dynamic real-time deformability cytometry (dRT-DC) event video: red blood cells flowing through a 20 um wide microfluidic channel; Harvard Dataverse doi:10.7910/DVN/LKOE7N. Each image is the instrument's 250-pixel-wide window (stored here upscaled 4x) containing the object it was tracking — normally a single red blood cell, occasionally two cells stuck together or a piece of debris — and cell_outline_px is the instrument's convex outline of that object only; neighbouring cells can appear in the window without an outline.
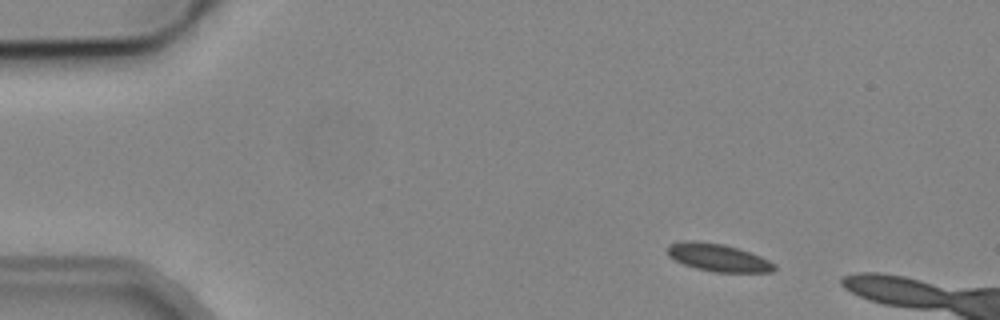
{"species": "common noctule bat (a hibernating species)", "species_latin": "Nyctalus noctula", "temperature_condition": "cold", "stored_images_in_passage": 2, "camera_frame_rate_fps": 3000, "um_per_image_px": 0.085, "animal": {"sex": "male", "body_mass_g": 19.2, "forearm_length_mm": 51.8}, "frame": {"image": 1, "passage_image": 1, "time_ms": 0.0, "image_size_px": [1000, 320], "cell_outline_px": [[776, 268], [772, 272], [716, 272], [696, 268], [684, 264], [668, 256], [668, 244], [676, 240], [696, 240], [724, 244], [760, 256], [776, 264]], "centroid_in_image_um": [61.0, 21.87], "position_along_channel_um": 24.0, "area_um2": 17.28}}